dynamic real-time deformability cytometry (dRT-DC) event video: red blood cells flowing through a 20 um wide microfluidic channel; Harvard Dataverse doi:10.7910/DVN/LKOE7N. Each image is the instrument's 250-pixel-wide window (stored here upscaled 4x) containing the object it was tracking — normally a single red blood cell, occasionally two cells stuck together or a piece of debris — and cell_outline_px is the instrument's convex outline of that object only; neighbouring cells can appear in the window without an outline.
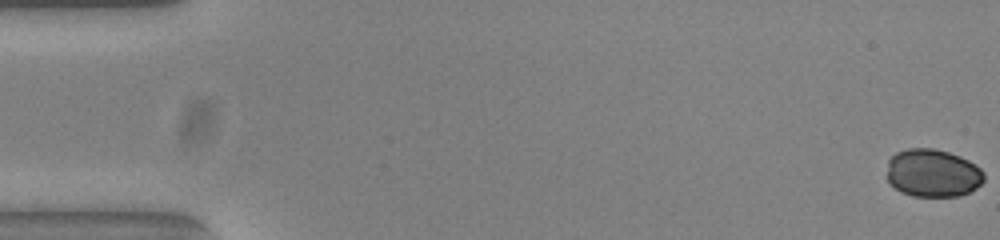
{"species": "common noctule bat (a hibernating species)", "species_latin": "Nyctalus noctula", "temperature_condition": "warm", "stored_images_in_passage": 53, "camera_frame_rate_fps": 3000, "um_per_image_px": 0.085, "animal": {"sex": "female", "body_mass_g": 23.0, "forearm_length_mm": 53.4}, "frame": {"image": 1, "passage_image": 1, "time_ms": 0.0, "image_size_px": [1000, 240], "cell_outline_px": [[984, 180], [976, 188], [968, 192], [956, 196], [912, 196], [900, 192], [888, 180], [888, 160], [896, 152], [908, 148], [932, 148], [948, 152], [960, 156], [968, 160], [980, 168], [984, 172]], "centroid_in_image_um": [79.28, 14.7], "position_along_channel_um": 5.7, "area_um2": 27.05}}
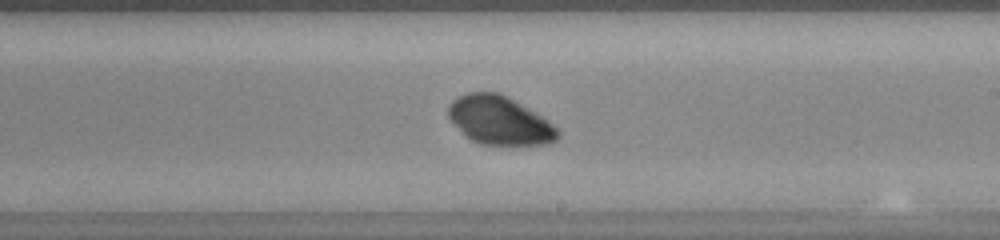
{"frame": {"image": 2, "passage_image": 32, "time_ms": 10.333, "image_size_px": [1000, 240], "cell_outline_px": [[560, 136], [552, 144], [480, 144], [472, 140], [448, 116], [448, 104], [456, 96], [468, 92], [496, 92], [520, 104], [548, 120], [560, 132]], "centroid_in_image_um": [42.47, 10.23], "position_along_channel_um": 246.5, "area_um2": 30.29}}